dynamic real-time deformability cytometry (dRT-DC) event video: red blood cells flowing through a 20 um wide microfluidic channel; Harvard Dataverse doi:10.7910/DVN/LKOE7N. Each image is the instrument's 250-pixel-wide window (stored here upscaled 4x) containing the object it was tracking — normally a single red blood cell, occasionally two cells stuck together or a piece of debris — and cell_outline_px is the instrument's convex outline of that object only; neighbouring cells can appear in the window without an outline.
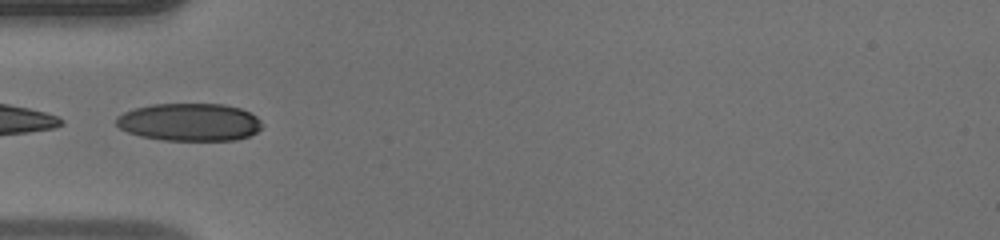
{"species": "human", "species_latin": "Homo sapiens", "temperature_condition": "warm", "stored_images_in_passage": 34, "camera_frame_rate_fps": 3000, "um_per_image_px": 0.085, "donor": {"sex": "male"}, "frame": {"image": 1, "passage_image": 1, "time_ms": 0.0, "image_size_px": [1000, 240], "cell_outline_px": [[264, 124], [256, 132], [248, 136], [236, 140], [164, 140], [140, 136], [128, 132], [120, 128], [116, 124], [116, 116], [132, 108], [152, 104], [224, 104], [240, 108], [256, 116]], "centroid_in_image_um": [16.09, 10.37], "position_along_channel_um": 68.9, "area_um2": 32.14}}
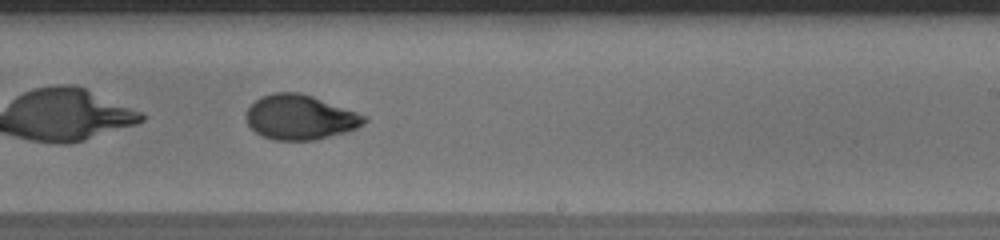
{"frame": {"image": 2, "passage_image": 15, "time_ms": 4.667, "image_size_px": [1000, 240], "cell_outline_px": [[368, 120], [364, 124], [356, 128], [344, 132], [316, 140], [276, 140], [260, 136], [248, 124], [244, 116], [248, 108], [260, 96], [276, 92], [300, 92], [312, 96], [368, 116]], "centroid_in_image_um": [25.49, 9.97], "position_along_channel_um": 263.5, "area_um2": 30.81}}
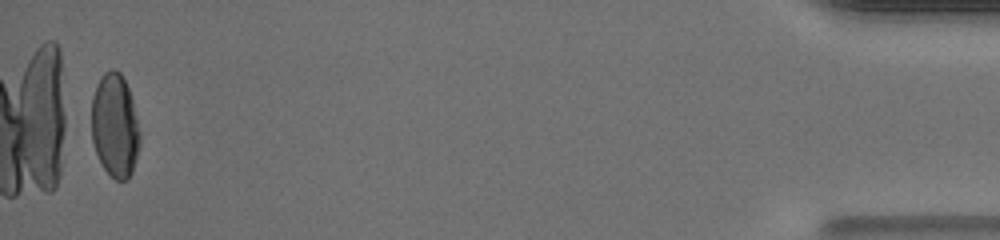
{"frame": {"image": 3, "passage_image": 33, "time_ms": 10.667, "image_size_px": [1000, 240], "cell_outline_px": [[140, 144], [132, 172], [128, 180], [116, 180], [104, 168], [96, 152], [92, 140], [92, 96], [96, 84], [104, 72], [112, 68], [120, 72], [128, 88], [132, 100], [140, 132]], "centroid_in_image_um": [9.77, 10.67], "position_along_channel_um": 425.4, "area_um2": 29.13}, "authors_computed_cell_mechanics": {"area_um2": 30.9808, "velocity_mm_per_s": 4.1792, "shape_relaxation_time_tau1_ms": 5.9374, "shape_relaxation_time_tau2_ms": 1.3109, "deformation_change_tau1": 0.2037, "deformation_change_tau2": 0.049}}